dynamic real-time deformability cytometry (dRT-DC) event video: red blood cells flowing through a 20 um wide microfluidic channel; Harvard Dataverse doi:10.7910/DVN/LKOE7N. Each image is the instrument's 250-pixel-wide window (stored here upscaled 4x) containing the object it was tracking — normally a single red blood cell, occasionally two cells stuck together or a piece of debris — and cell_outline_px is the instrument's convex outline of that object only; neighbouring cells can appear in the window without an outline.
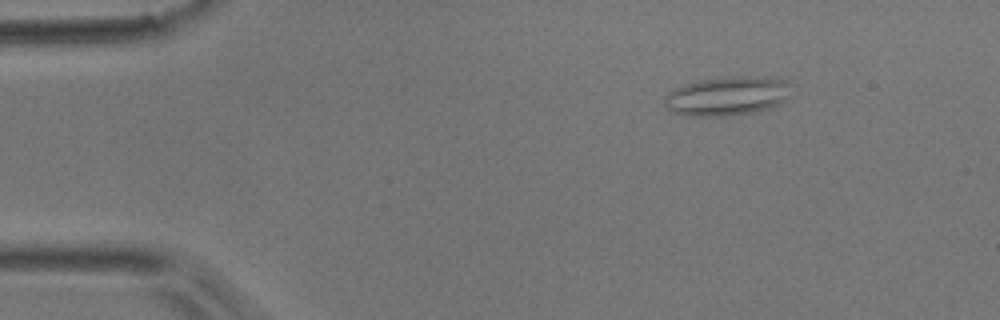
{"species": "common noctule bat (a hibernating species)", "species_latin": "Nyctalus noctula", "temperature_condition": "room temperature", "stored_images_in_passage": 45, "camera_frame_rate_fps": 3000, "um_per_image_px": 0.085, "animal": {"sex": "male", "body_mass_g": 17.9}, "frame": {"image": 1, "passage_image": 1, "time_ms": 0.0, "image_size_px": [1000, 320], "cell_outline_px": [[788, 96], [780, 104], [772, 108], [752, 112], [724, 116], [684, 116], [672, 112], [664, 104], [664, 96], [668, 92], [676, 88], [700, 80], [728, 76], [748, 76], [784, 80], [788, 84]], "centroid_in_image_um": [61.76, 8.18], "position_along_channel_um": 23.2, "area_um2": 28.61}}
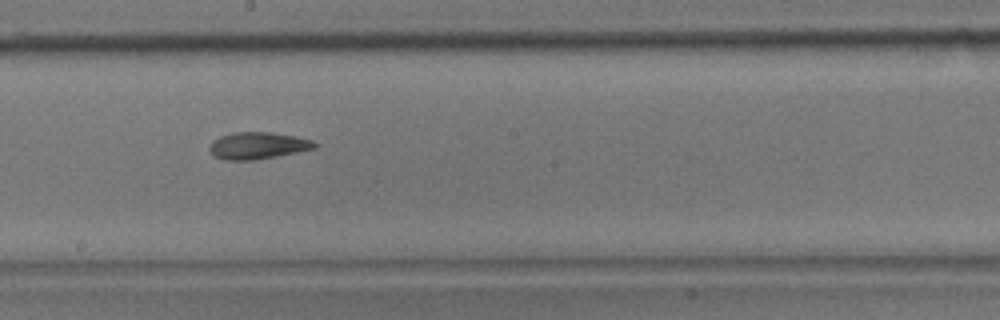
{"frame": {"image": 2, "passage_image": 22, "time_ms": 7.0, "image_size_px": [1000, 320], "cell_outline_px": [[320, 144], [316, 148], [256, 160], [224, 160], [212, 156], [208, 148], [212, 140], [220, 136], [232, 132], [272, 132], [296, 136], [312, 140]], "centroid_in_image_um": [21.89, 12.37], "position_along_channel_um": 226.3, "area_um2": 16.76}}
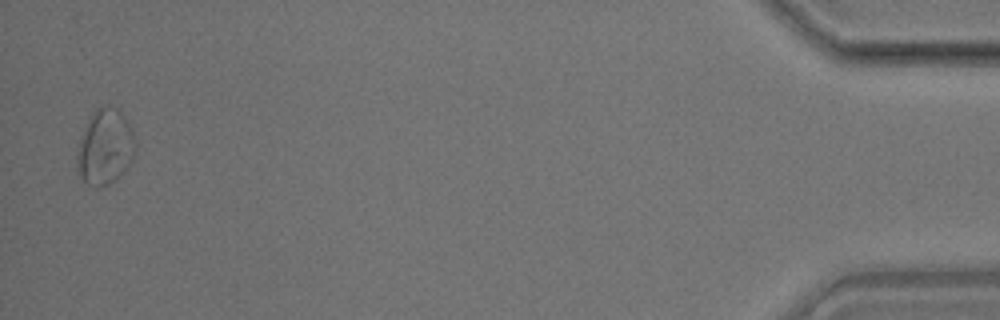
{"frame": {"image": 3, "passage_image": 44, "time_ms": 14.333, "image_size_px": [1000, 320], "cell_outline_px": [[136, 148], [132, 160], [108, 184], [96, 188], [88, 184], [84, 180], [76, 164], [76, 156], [80, 136], [92, 112], [96, 108], [104, 104], [108, 104], [116, 108], [128, 120], [132, 128], [136, 140]], "centroid_in_image_um": [8.93, 12.42], "position_along_channel_um": 426.3, "area_um2": 25.61}, "authors_computed_cell_mechanics": {"area_um2": 17.34, "velocity_mm_per_s": 3.9147, "shape_relaxation_time_tau1_ms": null, "shape_relaxation_time_tau2_ms": 5.8705, "deformation_change_tau1": null, "deformation_change_tau2": 0.1402}}